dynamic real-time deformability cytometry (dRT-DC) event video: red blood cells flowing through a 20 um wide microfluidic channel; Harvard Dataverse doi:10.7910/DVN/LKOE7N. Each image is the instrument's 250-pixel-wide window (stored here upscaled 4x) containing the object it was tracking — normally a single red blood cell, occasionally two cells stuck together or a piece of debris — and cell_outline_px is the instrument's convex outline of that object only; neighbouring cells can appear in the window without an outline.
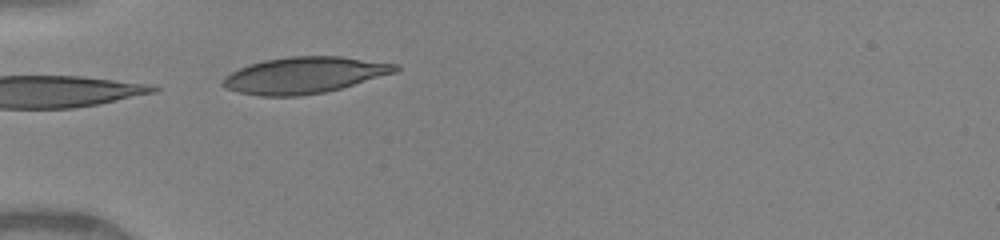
{"species": "human", "species_latin": "Homo sapiens", "temperature_condition": "warm", "stored_images_in_passage": 4, "camera_frame_rate_fps": 3000, "um_per_image_px": 0.085, "donor": {"sex": "female"}, "frame": {"image": 1, "passage_image": 3, "time_ms": 2.333, "image_size_px": [1000, 240], "cell_outline_px": [[400, 68], [396, 72], [340, 88], [324, 92], [300, 96], [260, 96], [240, 92], [224, 88], [220, 84], [224, 76], [248, 64], [264, 60], [288, 56], [340, 56], [400, 64]], "centroid_in_image_um": [25.85, 6.38], "position_along_channel_um": 59.2, "area_um2": 36.59}}